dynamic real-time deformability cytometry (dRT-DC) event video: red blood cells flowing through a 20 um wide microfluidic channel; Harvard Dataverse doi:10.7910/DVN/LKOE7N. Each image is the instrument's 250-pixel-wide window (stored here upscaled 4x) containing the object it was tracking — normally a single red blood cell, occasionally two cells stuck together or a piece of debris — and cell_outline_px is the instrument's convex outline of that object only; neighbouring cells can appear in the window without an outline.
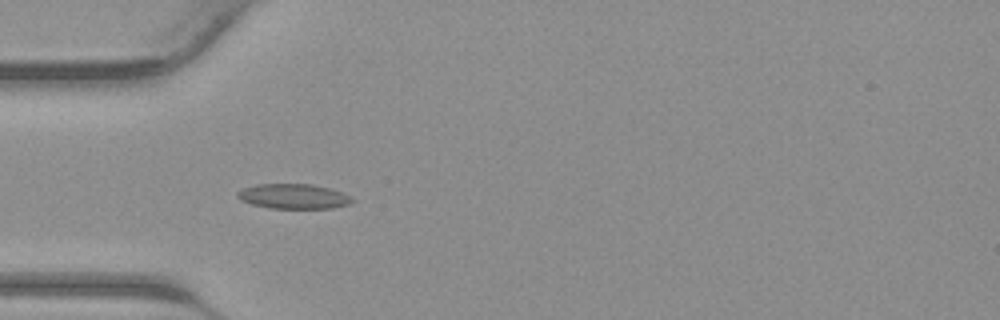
{"species": "common noctule bat (a hibernating species)", "species_latin": "Nyctalus noctula", "temperature_condition": "warm", "stored_images_in_passage": 42, "camera_frame_rate_fps": 3000, "um_per_image_px": 0.085, "animal": {"sex": "male", "body_mass_g": 23.1, "forearm_length_mm": 52.7}, "frame": {"image": 1, "passage_image": 13, "time_ms": 4.0, "image_size_px": [1000, 320], "cell_outline_px": [[356, 200], [348, 204], [332, 208], [268, 208], [252, 204], [240, 200], [236, 196], [236, 192], [244, 188], [256, 184], [312, 184], [344, 192]], "centroid_in_image_um": [24.95, 16.69], "position_along_channel_um": 60.1, "area_um2": 16.7}}
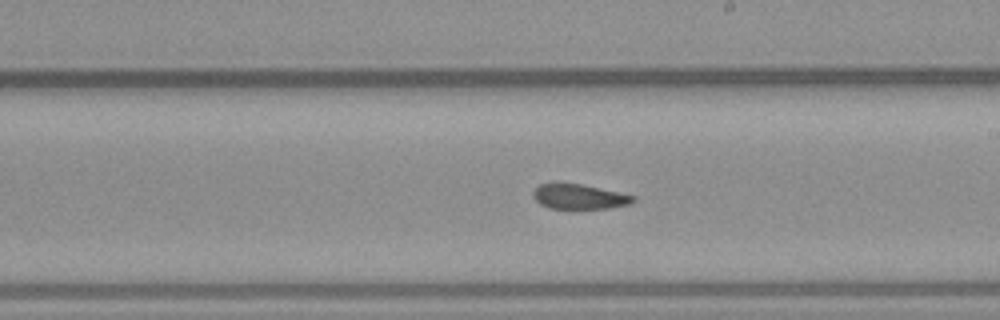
{"frame": {"image": 2, "passage_image": 24, "time_ms": 7.667, "image_size_px": [1000, 320], "cell_outline_px": [[636, 200], [628, 204], [608, 208], [548, 208], [540, 204], [532, 196], [532, 192], [540, 184], [556, 180], [580, 184], [636, 196]], "centroid_in_image_um": [49.15, 16.68], "position_along_channel_um": 239.8, "area_um2": 14.74}}
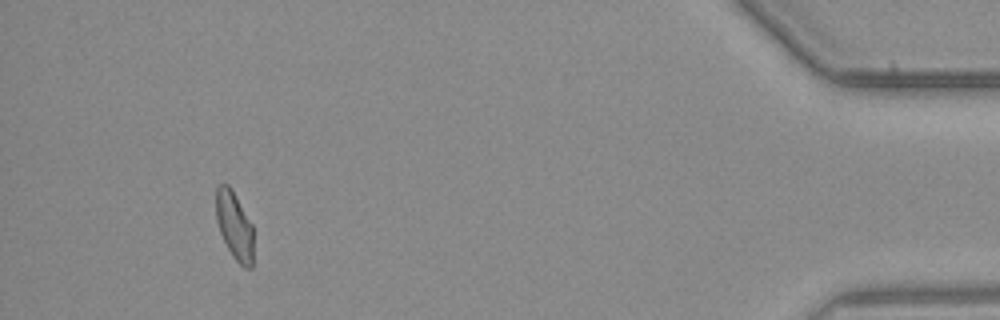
{"frame": {"image": 3, "passage_image": 39, "time_ms": 12.667, "image_size_px": [1000, 320], "cell_outline_px": [[252, 268], [244, 268], [232, 256], [220, 232], [216, 220], [216, 188], [220, 184], [228, 184], [232, 188], [252, 224]], "centroid_in_image_um": [19.91, 19.15], "position_along_channel_um": 415.3, "area_um2": 14.74}}